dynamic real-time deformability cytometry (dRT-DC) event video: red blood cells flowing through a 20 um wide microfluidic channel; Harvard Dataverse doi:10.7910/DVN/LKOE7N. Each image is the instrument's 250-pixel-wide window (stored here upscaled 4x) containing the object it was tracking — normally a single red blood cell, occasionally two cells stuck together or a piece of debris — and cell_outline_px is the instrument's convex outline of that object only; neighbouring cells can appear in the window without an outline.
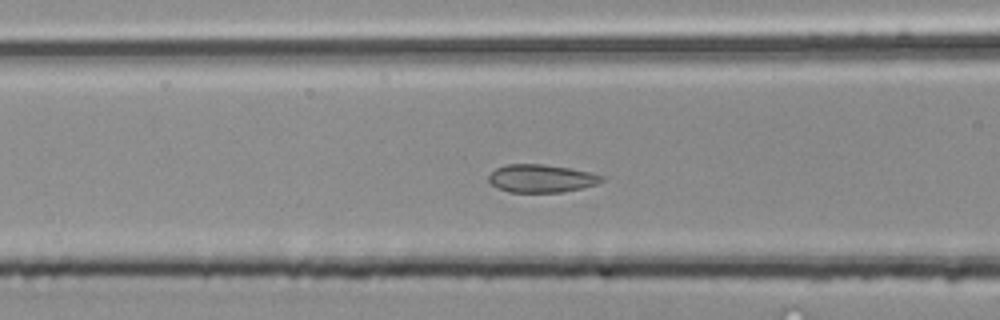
{"species": "common noctule bat (a hibernating species)", "species_latin": "Nyctalus noctula", "temperature_condition": "room temperature", "stored_images_in_passage": 47, "segment_of_instrument_passage": [2, 2], "camera_frame_rate_fps": 3000, "um_per_image_px": 0.085, "animal": {"sex": "male", "body_mass_g": 20.4}, "frame": {"image": 1, "passage_image": 16, "time_ms": 5.0, "image_size_px": [1000, 320], "cell_outline_px": [[604, 180], [596, 184], [564, 192], [508, 192], [492, 184], [488, 180], [488, 176], [496, 168], [508, 164], [544, 164], [568, 168], [588, 172], [604, 176]], "centroid_in_image_um": [46.0, 15.16], "position_along_channel_um": 120.6, "area_um2": 18.21}}
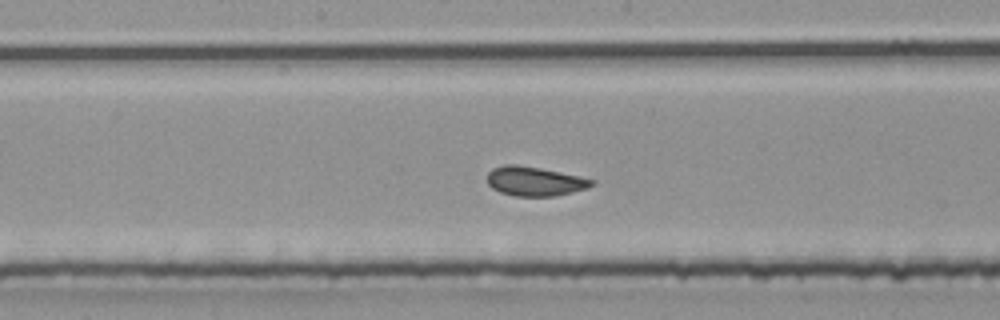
{"frame": {"image": 2, "passage_image": 22, "time_ms": 7.0, "image_size_px": [1000, 320], "cell_outline_px": [[596, 184], [588, 188], [556, 196], [516, 196], [500, 192], [492, 188], [488, 184], [488, 172], [492, 168], [504, 164], [516, 164], [540, 168], [580, 176], [596, 180]], "centroid_in_image_um": [45.47, 15.4], "position_along_channel_um": 202.7, "area_um2": 17.98}}
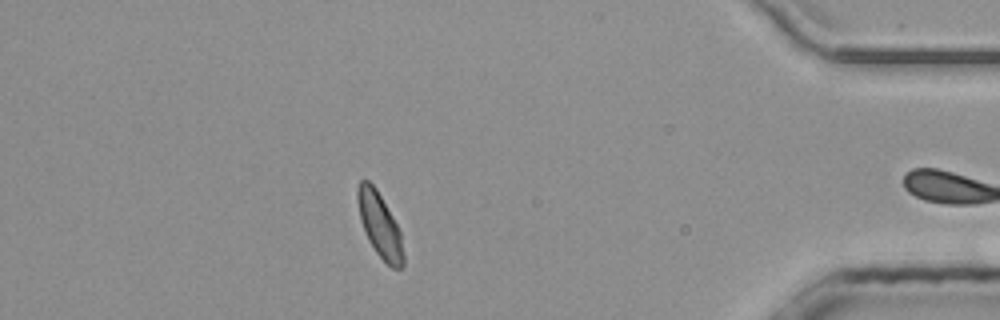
{"frame": {"image": 3, "passage_image": 40, "time_ms": 13.0, "image_size_px": [1000, 320], "cell_outline_px": [[404, 264], [400, 268], [392, 268], [376, 252], [368, 240], [360, 216], [356, 196], [356, 188], [360, 180], [368, 180], [376, 188], [396, 224], [400, 232], [404, 256]], "centroid_in_image_um": [32.26, 19.12], "position_along_channel_um": 402.9, "area_um2": 16.82}}